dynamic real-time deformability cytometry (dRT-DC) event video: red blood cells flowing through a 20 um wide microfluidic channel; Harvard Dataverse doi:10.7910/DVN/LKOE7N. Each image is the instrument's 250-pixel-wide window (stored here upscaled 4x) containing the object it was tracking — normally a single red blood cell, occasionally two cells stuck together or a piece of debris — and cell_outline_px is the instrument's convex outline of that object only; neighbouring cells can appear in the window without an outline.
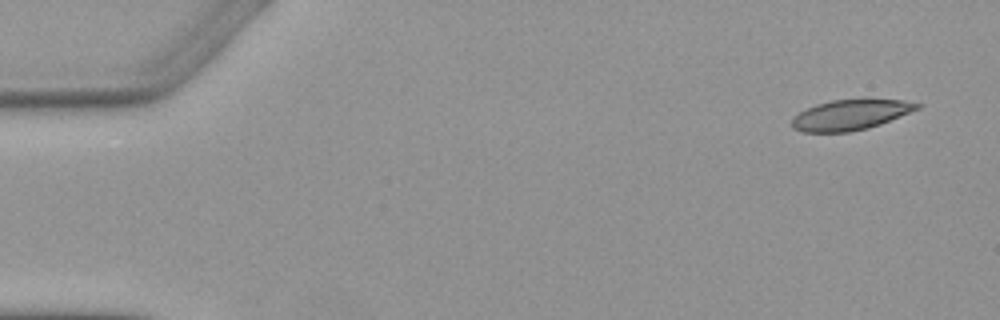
{"species": "Egyptian fruit bat (a non-hibernating species)", "species_latin": "Rousettus aegyptiacus", "temperature_condition": "warm", "stored_images_in_passage": 8, "camera_frame_rate_fps": 3000, "um_per_image_px": 0.085, "animal": {"sex": "female"}, "frame": {"image": 1, "passage_image": 1, "time_ms": 0.0, "image_size_px": [1000, 320], "cell_outline_px": [[924, 104], [920, 108], [880, 124], [868, 128], [848, 132], [800, 132], [792, 128], [792, 120], [800, 112], [816, 104], [832, 100], [904, 100]], "centroid_in_image_um": [72.29, 9.77], "position_along_channel_um": 12.7, "area_um2": 21.85}}
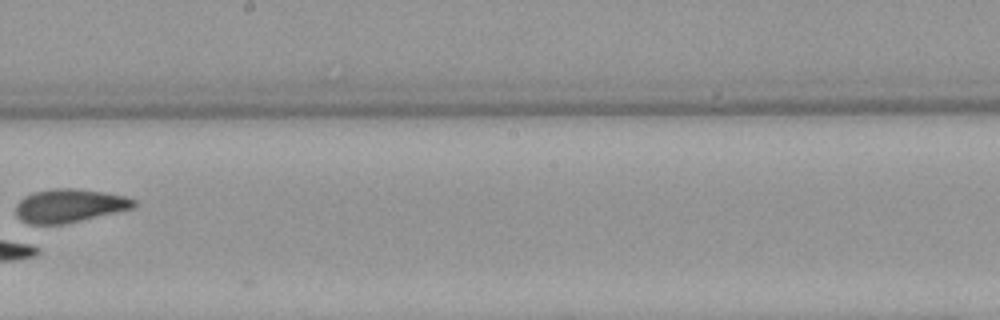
{"frame": {"image": 2, "passage_image": 8, "time_ms": 9.333, "image_size_px": [1000, 320], "cell_outline_px": [[136, 204], [132, 208], [116, 212], [64, 224], [28, 224], [20, 220], [16, 216], [16, 204], [24, 196], [32, 192], [56, 188], [76, 188], [104, 192], [124, 196], [136, 200]], "centroid_in_image_um": [5.86, 17.48], "position_along_channel_um": 242.3, "area_um2": 23.0}}